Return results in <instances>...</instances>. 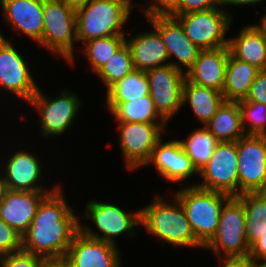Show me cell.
<instances>
[{"label": "cell", "mask_w": 266, "mask_h": 267, "mask_svg": "<svg viewBox=\"0 0 266 267\" xmlns=\"http://www.w3.org/2000/svg\"><path fill=\"white\" fill-rule=\"evenodd\" d=\"M59 187L39 204L27 231L22 235V250L43 258L63 257L80 230V216L65 200Z\"/></svg>", "instance_id": "1"}, {"label": "cell", "mask_w": 266, "mask_h": 267, "mask_svg": "<svg viewBox=\"0 0 266 267\" xmlns=\"http://www.w3.org/2000/svg\"><path fill=\"white\" fill-rule=\"evenodd\" d=\"M173 197L172 203L164 201L156 194L151 204L140 209L141 226L163 243L203 248L194 235L182 205Z\"/></svg>", "instance_id": "2"}, {"label": "cell", "mask_w": 266, "mask_h": 267, "mask_svg": "<svg viewBox=\"0 0 266 267\" xmlns=\"http://www.w3.org/2000/svg\"><path fill=\"white\" fill-rule=\"evenodd\" d=\"M131 0H91L76 10L77 42L125 35L122 26L129 19Z\"/></svg>", "instance_id": "3"}, {"label": "cell", "mask_w": 266, "mask_h": 267, "mask_svg": "<svg viewBox=\"0 0 266 267\" xmlns=\"http://www.w3.org/2000/svg\"><path fill=\"white\" fill-rule=\"evenodd\" d=\"M197 241L204 247L215 235L221 209L230 195L199 188L193 184L175 192Z\"/></svg>", "instance_id": "4"}, {"label": "cell", "mask_w": 266, "mask_h": 267, "mask_svg": "<svg viewBox=\"0 0 266 267\" xmlns=\"http://www.w3.org/2000/svg\"><path fill=\"white\" fill-rule=\"evenodd\" d=\"M76 41V10L62 0H44L43 32L38 44L74 65Z\"/></svg>", "instance_id": "5"}, {"label": "cell", "mask_w": 266, "mask_h": 267, "mask_svg": "<svg viewBox=\"0 0 266 267\" xmlns=\"http://www.w3.org/2000/svg\"><path fill=\"white\" fill-rule=\"evenodd\" d=\"M245 220L243 203L231 196L222 206L215 235L203 248L212 249L218 259L249 257L251 246L246 239Z\"/></svg>", "instance_id": "6"}, {"label": "cell", "mask_w": 266, "mask_h": 267, "mask_svg": "<svg viewBox=\"0 0 266 267\" xmlns=\"http://www.w3.org/2000/svg\"><path fill=\"white\" fill-rule=\"evenodd\" d=\"M182 26L185 35L201 50L228 46L226 33L233 17L227 11L213 8L184 15H171Z\"/></svg>", "instance_id": "7"}, {"label": "cell", "mask_w": 266, "mask_h": 267, "mask_svg": "<svg viewBox=\"0 0 266 267\" xmlns=\"http://www.w3.org/2000/svg\"><path fill=\"white\" fill-rule=\"evenodd\" d=\"M85 217L95 223L96 228L102 233L96 234L91 227H86L80 222V231L86 236L100 239L115 245L114 237L127 234L135 236V228L141 226L140 210L135 212H125L117 205L90 200L87 203Z\"/></svg>", "instance_id": "8"}, {"label": "cell", "mask_w": 266, "mask_h": 267, "mask_svg": "<svg viewBox=\"0 0 266 267\" xmlns=\"http://www.w3.org/2000/svg\"><path fill=\"white\" fill-rule=\"evenodd\" d=\"M238 195L266 192V136L245 135L237 141Z\"/></svg>", "instance_id": "9"}, {"label": "cell", "mask_w": 266, "mask_h": 267, "mask_svg": "<svg viewBox=\"0 0 266 267\" xmlns=\"http://www.w3.org/2000/svg\"><path fill=\"white\" fill-rule=\"evenodd\" d=\"M199 175L203 181L195 186L238 196L237 142H219Z\"/></svg>", "instance_id": "10"}, {"label": "cell", "mask_w": 266, "mask_h": 267, "mask_svg": "<svg viewBox=\"0 0 266 267\" xmlns=\"http://www.w3.org/2000/svg\"><path fill=\"white\" fill-rule=\"evenodd\" d=\"M119 145L127 169L134 170L147 164L152 150L162 138L167 123L117 122Z\"/></svg>", "instance_id": "11"}, {"label": "cell", "mask_w": 266, "mask_h": 267, "mask_svg": "<svg viewBox=\"0 0 266 267\" xmlns=\"http://www.w3.org/2000/svg\"><path fill=\"white\" fill-rule=\"evenodd\" d=\"M80 102L79 97L68 90H63L58 97L49 99L38 89L28 103L39 111L41 133L43 137L48 138L59 136L68 130L79 112Z\"/></svg>", "instance_id": "12"}, {"label": "cell", "mask_w": 266, "mask_h": 267, "mask_svg": "<svg viewBox=\"0 0 266 267\" xmlns=\"http://www.w3.org/2000/svg\"><path fill=\"white\" fill-rule=\"evenodd\" d=\"M149 95L159 115L168 123L169 119L181 109L182 86L185 71L172 65L157 67L146 71Z\"/></svg>", "instance_id": "13"}, {"label": "cell", "mask_w": 266, "mask_h": 267, "mask_svg": "<svg viewBox=\"0 0 266 267\" xmlns=\"http://www.w3.org/2000/svg\"><path fill=\"white\" fill-rule=\"evenodd\" d=\"M1 87L26 102L39 89L27 61L0 32V89Z\"/></svg>", "instance_id": "14"}, {"label": "cell", "mask_w": 266, "mask_h": 267, "mask_svg": "<svg viewBox=\"0 0 266 267\" xmlns=\"http://www.w3.org/2000/svg\"><path fill=\"white\" fill-rule=\"evenodd\" d=\"M65 257L70 267H121L117 245L86 236L80 230Z\"/></svg>", "instance_id": "15"}, {"label": "cell", "mask_w": 266, "mask_h": 267, "mask_svg": "<svg viewBox=\"0 0 266 267\" xmlns=\"http://www.w3.org/2000/svg\"><path fill=\"white\" fill-rule=\"evenodd\" d=\"M148 20L166 45L169 59L176 57L178 60V63L170 62V65L181 71H184L183 68L188 70L198 58L201 49L189 40L181 24L172 16H155Z\"/></svg>", "instance_id": "16"}, {"label": "cell", "mask_w": 266, "mask_h": 267, "mask_svg": "<svg viewBox=\"0 0 266 267\" xmlns=\"http://www.w3.org/2000/svg\"><path fill=\"white\" fill-rule=\"evenodd\" d=\"M52 192L6 189L0 198V218L22 236L30 226L41 201Z\"/></svg>", "instance_id": "17"}, {"label": "cell", "mask_w": 266, "mask_h": 267, "mask_svg": "<svg viewBox=\"0 0 266 267\" xmlns=\"http://www.w3.org/2000/svg\"><path fill=\"white\" fill-rule=\"evenodd\" d=\"M149 163H153L159 175L169 182L185 181L193 174H199L178 139L164 143L161 138L146 165Z\"/></svg>", "instance_id": "18"}, {"label": "cell", "mask_w": 266, "mask_h": 267, "mask_svg": "<svg viewBox=\"0 0 266 267\" xmlns=\"http://www.w3.org/2000/svg\"><path fill=\"white\" fill-rule=\"evenodd\" d=\"M39 161L34 154L27 151L19 150L13 153L5 162V172L3 173L5 188L20 192L55 191L59 186L47 190L38 184L40 177H42V167Z\"/></svg>", "instance_id": "19"}, {"label": "cell", "mask_w": 266, "mask_h": 267, "mask_svg": "<svg viewBox=\"0 0 266 267\" xmlns=\"http://www.w3.org/2000/svg\"><path fill=\"white\" fill-rule=\"evenodd\" d=\"M228 55V46L201 50L194 64L185 72V78L196 85L223 92Z\"/></svg>", "instance_id": "20"}, {"label": "cell", "mask_w": 266, "mask_h": 267, "mask_svg": "<svg viewBox=\"0 0 266 267\" xmlns=\"http://www.w3.org/2000/svg\"><path fill=\"white\" fill-rule=\"evenodd\" d=\"M5 21L35 42L42 39L44 0H1Z\"/></svg>", "instance_id": "21"}, {"label": "cell", "mask_w": 266, "mask_h": 267, "mask_svg": "<svg viewBox=\"0 0 266 267\" xmlns=\"http://www.w3.org/2000/svg\"><path fill=\"white\" fill-rule=\"evenodd\" d=\"M126 44L130 48L133 67L136 70L147 71L170 65L166 45L155 29L142 32L129 40L126 38Z\"/></svg>", "instance_id": "22"}, {"label": "cell", "mask_w": 266, "mask_h": 267, "mask_svg": "<svg viewBox=\"0 0 266 267\" xmlns=\"http://www.w3.org/2000/svg\"><path fill=\"white\" fill-rule=\"evenodd\" d=\"M240 34L228 40L229 53L259 70H266V38L255 26L247 25Z\"/></svg>", "instance_id": "23"}, {"label": "cell", "mask_w": 266, "mask_h": 267, "mask_svg": "<svg viewBox=\"0 0 266 267\" xmlns=\"http://www.w3.org/2000/svg\"><path fill=\"white\" fill-rule=\"evenodd\" d=\"M224 101L222 92L196 85L185 78L182 86V105L188 102L203 126L213 118Z\"/></svg>", "instance_id": "24"}, {"label": "cell", "mask_w": 266, "mask_h": 267, "mask_svg": "<svg viewBox=\"0 0 266 267\" xmlns=\"http://www.w3.org/2000/svg\"><path fill=\"white\" fill-rule=\"evenodd\" d=\"M259 71L255 66L241 61L229 53L222 92L225 101L245 100Z\"/></svg>", "instance_id": "25"}, {"label": "cell", "mask_w": 266, "mask_h": 267, "mask_svg": "<svg viewBox=\"0 0 266 267\" xmlns=\"http://www.w3.org/2000/svg\"><path fill=\"white\" fill-rule=\"evenodd\" d=\"M204 126L219 142H237L246 135L238 102L224 101Z\"/></svg>", "instance_id": "26"}, {"label": "cell", "mask_w": 266, "mask_h": 267, "mask_svg": "<svg viewBox=\"0 0 266 267\" xmlns=\"http://www.w3.org/2000/svg\"><path fill=\"white\" fill-rule=\"evenodd\" d=\"M236 197L245 209V233L251 246L266 232V192H246Z\"/></svg>", "instance_id": "27"}, {"label": "cell", "mask_w": 266, "mask_h": 267, "mask_svg": "<svg viewBox=\"0 0 266 267\" xmlns=\"http://www.w3.org/2000/svg\"><path fill=\"white\" fill-rule=\"evenodd\" d=\"M107 107L117 122L167 123L156 111L150 95Z\"/></svg>", "instance_id": "28"}, {"label": "cell", "mask_w": 266, "mask_h": 267, "mask_svg": "<svg viewBox=\"0 0 266 267\" xmlns=\"http://www.w3.org/2000/svg\"><path fill=\"white\" fill-rule=\"evenodd\" d=\"M107 104H121L149 95L146 71L133 69L106 91Z\"/></svg>", "instance_id": "29"}, {"label": "cell", "mask_w": 266, "mask_h": 267, "mask_svg": "<svg viewBox=\"0 0 266 267\" xmlns=\"http://www.w3.org/2000/svg\"><path fill=\"white\" fill-rule=\"evenodd\" d=\"M179 141L198 172L207 164L219 143L205 126L193 130L187 139Z\"/></svg>", "instance_id": "30"}, {"label": "cell", "mask_w": 266, "mask_h": 267, "mask_svg": "<svg viewBox=\"0 0 266 267\" xmlns=\"http://www.w3.org/2000/svg\"><path fill=\"white\" fill-rule=\"evenodd\" d=\"M125 42V35L95 38L84 42V54L93 72L96 73Z\"/></svg>", "instance_id": "31"}, {"label": "cell", "mask_w": 266, "mask_h": 267, "mask_svg": "<svg viewBox=\"0 0 266 267\" xmlns=\"http://www.w3.org/2000/svg\"><path fill=\"white\" fill-rule=\"evenodd\" d=\"M133 69L131 51L125 42L95 74L101 78L108 90Z\"/></svg>", "instance_id": "32"}, {"label": "cell", "mask_w": 266, "mask_h": 267, "mask_svg": "<svg viewBox=\"0 0 266 267\" xmlns=\"http://www.w3.org/2000/svg\"><path fill=\"white\" fill-rule=\"evenodd\" d=\"M238 103L244 133L246 135L266 136V105L250 101H239ZM247 120L249 125L245 123Z\"/></svg>", "instance_id": "33"}, {"label": "cell", "mask_w": 266, "mask_h": 267, "mask_svg": "<svg viewBox=\"0 0 266 267\" xmlns=\"http://www.w3.org/2000/svg\"><path fill=\"white\" fill-rule=\"evenodd\" d=\"M22 250V236L0 218V256Z\"/></svg>", "instance_id": "34"}, {"label": "cell", "mask_w": 266, "mask_h": 267, "mask_svg": "<svg viewBox=\"0 0 266 267\" xmlns=\"http://www.w3.org/2000/svg\"><path fill=\"white\" fill-rule=\"evenodd\" d=\"M41 256L20 250L0 256L1 267H40Z\"/></svg>", "instance_id": "35"}, {"label": "cell", "mask_w": 266, "mask_h": 267, "mask_svg": "<svg viewBox=\"0 0 266 267\" xmlns=\"http://www.w3.org/2000/svg\"><path fill=\"white\" fill-rule=\"evenodd\" d=\"M181 0H153L142 11L147 18L171 16L180 6Z\"/></svg>", "instance_id": "36"}, {"label": "cell", "mask_w": 266, "mask_h": 267, "mask_svg": "<svg viewBox=\"0 0 266 267\" xmlns=\"http://www.w3.org/2000/svg\"><path fill=\"white\" fill-rule=\"evenodd\" d=\"M221 6V0H181L179 8L172 15L206 11Z\"/></svg>", "instance_id": "37"}, {"label": "cell", "mask_w": 266, "mask_h": 267, "mask_svg": "<svg viewBox=\"0 0 266 267\" xmlns=\"http://www.w3.org/2000/svg\"><path fill=\"white\" fill-rule=\"evenodd\" d=\"M242 101L259 102L266 105V70H260L257 73L246 99Z\"/></svg>", "instance_id": "38"}, {"label": "cell", "mask_w": 266, "mask_h": 267, "mask_svg": "<svg viewBox=\"0 0 266 267\" xmlns=\"http://www.w3.org/2000/svg\"><path fill=\"white\" fill-rule=\"evenodd\" d=\"M249 257L254 262L266 261V232L251 245Z\"/></svg>", "instance_id": "39"}, {"label": "cell", "mask_w": 266, "mask_h": 267, "mask_svg": "<svg viewBox=\"0 0 266 267\" xmlns=\"http://www.w3.org/2000/svg\"><path fill=\"white\" fill-rule=\"evenodd\" d=\"M221 267H255L254 261L250 257L246 258H221Z\"/></svg>", "instance_id": "40"}, {"label": "cell", "mask_w": 266, "mask_h": 267, "mask_svg": "<svg viewBox=\"0 0 266 267\" xmlns=\"http://www.w3.org/2000/svg\"><path fill=\"white\" fill-rule=\"evenodd\" d=\"M40 267H70V264L65 256L42 258Z\"/></svg>", "instance_id": "41"}, {"label": "cell", "mask_w": 266, "mask_h": 267, "mask_svg": "<svg viewBox=\"0 0 266 267\" xmlns=\"http://www.w3.org/2000/svg\"><path fill=\"white\" fill-rule=\"evenodd\" d=\"M261 1L264 0H221V5H255L257 3L259 4Z\"/></svg>", "instance_id": "42"}, {"label": "cell", "mask_w": 266, "mask_h": 267, "mask_svg": "<svg viewBox=\"0 0 266 267\" xmlns=\"http://www.w3.org/2000/svg\"><path fill=\"white\" fill-rule=\"evenodd\" d=\"M66 5L77 10L83 6H86L91 0H62Z\"/></svg>", "instance_id": "43"}, {"label": "cell", "mask_w": 266, "mask_h": 267, "mask_svg": "<svg viewBox=\"0 0 266 267\" xmlns=\"http://www.w3.org/2000/svg\"><path fill=\"white\" fill-rule=\"evenodd\" d=\"M266 10V7H265ZM265 36L266 38V14H263L260 24L255 25Z\"/></svg>", "instance_id": "44"}, {"label": "cell", "mask_w": 266, "mask_h": 267, "mask_svg": "<svg viewBox=\"0 0 266 267\" xmlns=\"http://www.w3.org/2000/svg\"><path fill=\"white\" fill-rule=\"evenodd\" d=\"M6 190L4 184V177L0 175V198L3 196L4 191Z\"/></svg>", "instance_id": "45"}, {"label": "cell", "mask_w": 266, "mask_h": 267, "mask_svg": "<svg viewBox=\"0 0 266 267\" xmlns=\"http://www.w3.org/2000/svg\"><path fill=\"white\" fill-rule=\"evenodd\" d=\"M255 267H266V261H262L260 264L258 262H254Z\"/></svg>", "instance_id": "46"}]
</instances>
